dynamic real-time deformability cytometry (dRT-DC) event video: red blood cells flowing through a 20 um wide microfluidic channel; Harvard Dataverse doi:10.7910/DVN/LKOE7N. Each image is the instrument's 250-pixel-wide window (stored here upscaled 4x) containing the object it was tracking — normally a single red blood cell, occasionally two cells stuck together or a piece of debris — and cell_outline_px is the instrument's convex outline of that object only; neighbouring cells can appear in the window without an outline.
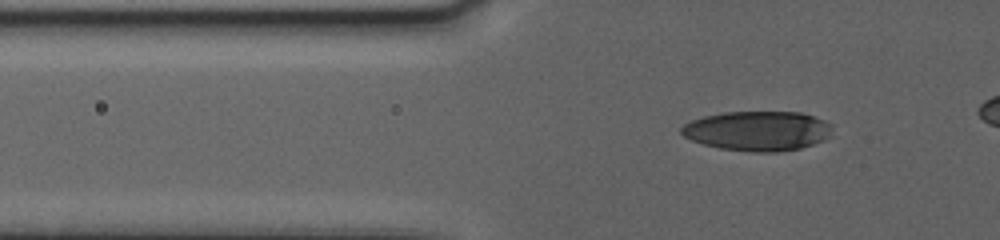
{"species": "human", "species_latin": "Homo sapiens", "temperature_condition": "warm", "stored_images_in_passage": 53, "camera_frame_rate_fps": 3000, "um_per_image_px": 0.085, "donor": {"sex": "female"}, "frame": {"image": 1, "passage_image": 6, "time_ms": 1.667, "image_size_px": [1000, 240], "cell_outline_px": [[832, 124], [828, 136], [824, 140], [800, 148], [780, 152], [752, 152], [720, 148], [704, 144], [692, 140], [684, 136], [680, 132], [680, 128], [684, 124], [692, 120], [704, 116], [724, 112], [800, 112], [824, 120]], "centroid_in_image_um": [64.38, 11.13], "position_along_channel_um": 61.4, "area_um2": 34.8}}
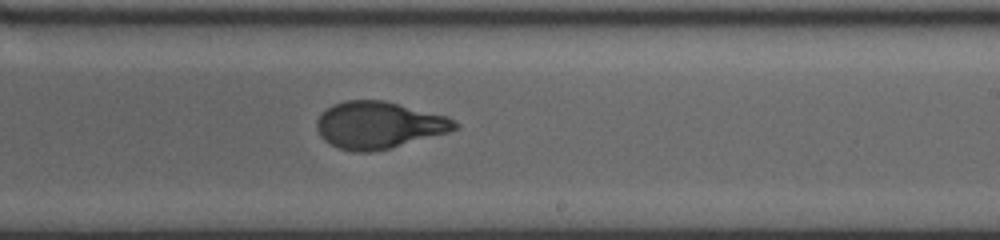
{"frame": {"image": 2, "passage_image": 30, "time_ms": 8.333, "image_size_px": [1000, 240], "cell_outline_px": [[460, 128], [448, 132], [388, 148], [372, 152], [352, 152], [340, 148], [324, 140], [320, 136], [316, 128], [316, 120], [332, 104], [344, 100], [384, 100], [448, 116], [460, 124]], "centroid_in_image_um": [32.2, 10.62], "position_along_channel_um": 256.8, "area_um2": 37.69}}
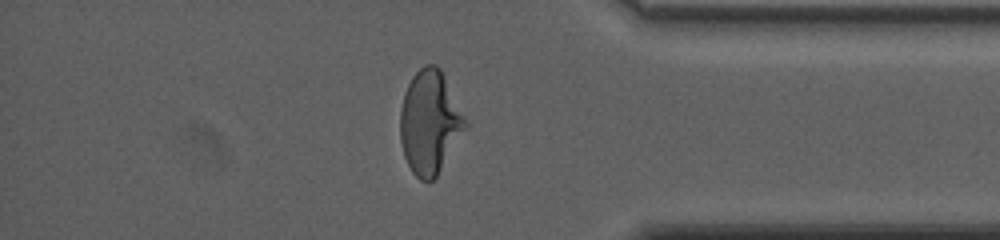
{"frame": {"image": 3, "passage_image": 47, "time_ms": 13.0, "image_size_px": [1000, 240], "cell_outline_px": [[468, 128], [436, 176], [432, 180], [420, 180], [412, 172], [404, 156], [400, 140], [400, 108], [404, 92], [412, 76], [424, 64], [436, 64], [440, 68], [468, 120]], "centroid_in_image_um": [36.55, 10.38], "position_along_channel_um": 398.7, "area_um2": 39.54}}